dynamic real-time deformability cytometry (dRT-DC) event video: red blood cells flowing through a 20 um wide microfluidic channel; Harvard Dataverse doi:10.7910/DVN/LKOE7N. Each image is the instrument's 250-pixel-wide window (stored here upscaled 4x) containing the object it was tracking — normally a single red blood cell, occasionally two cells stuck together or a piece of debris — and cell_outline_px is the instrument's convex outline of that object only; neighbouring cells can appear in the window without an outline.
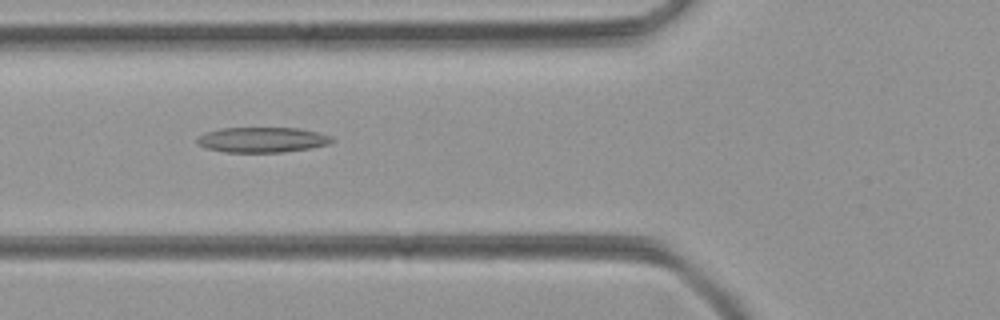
{"species": "common noctule bat (a hibernating species)", "species_latin": "Nyctalus noctula", "temperature_condition": "room temperature", "stored_images_in_passage": 34, "camera_frame_rate_fps": 3000, "um_per_image_px": 0.085, "animal": {"sex": "female", "body_mass_g": 21.9}, "frame": {"image": 1, "passage_image": 3, "time_ms": 0.667, "image_size_px": [1000, 320], "cell_outline_px": [[336, 140], [328, 144], [308, 148], [284, 152], [224, 152], [208, 148], [200, 144], [196, 140], [196, 136], [204, 132], [220, 128], [300, 128], [332, 136]], "centroid_in_image_um": [22.28, 11.87], "position_along_channel_um": 103.5, "area_um2": 19.83}}
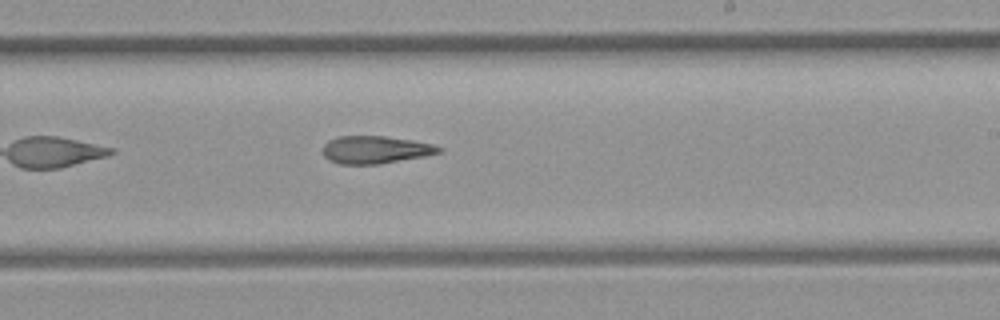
{"frame": {"image": 2, "passage_image": 14, "time_ms": 4.333, "image_size_px": [1000, 320], "cell_outline_px": [[444, 148], [440, 152], [424, 156], [380, 164], [340, 164], [328, 160], [324, 156], [320, 148], [328, 140], [336, 136], [384, 136], [412, 140], [432, 144]], "centroid_in_image_um": [31.85, 12.72], "position_along_channel_um": 257.2, "area_um2": 18.84}}
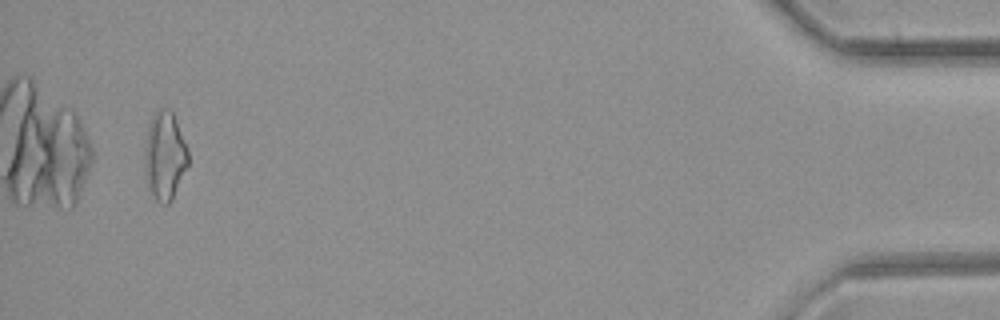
{"frame": {"image": 3, "passage_image": 32, "time_ms": 10.333, "image_size_px": [1000, 320], "cell_outline_px": [[188, 164], [172, 200], [168, 204], [160, 204], [148, 192], [144, 164], [144, 156], [148, 124], [156, 108], [168, 108], [172, 112], [176, 120], [188, 148]], "centroid_in_image_um": [13.98, 13.25], "position_along_channel_um": 421.2, "area_um2": 22.72}}